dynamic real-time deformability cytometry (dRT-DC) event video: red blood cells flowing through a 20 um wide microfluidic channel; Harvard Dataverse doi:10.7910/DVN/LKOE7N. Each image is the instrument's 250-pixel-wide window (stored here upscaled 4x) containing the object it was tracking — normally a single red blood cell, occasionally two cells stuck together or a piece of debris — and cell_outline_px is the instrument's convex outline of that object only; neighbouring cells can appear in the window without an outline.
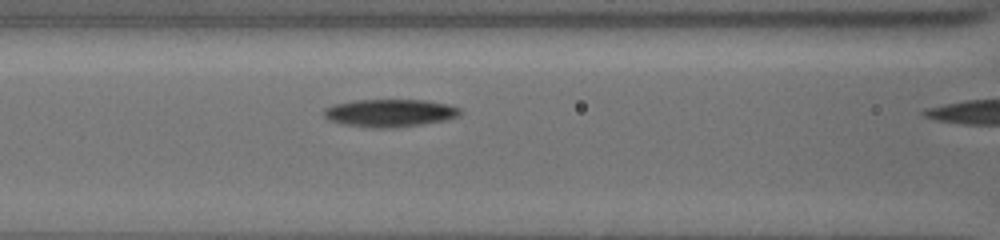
{"species": "common noctule bat (a hibernating species)", "species_latin": "Nyctalus noctula", "temperature_condition": "cold", "stored_images_in_passage": 10, "camera_frame_rate_fps": 3000, "um_per_image_px": 0.085, "animal": {"sex": "female", "body_mass_g": 19.5, "forearm_length_mm": 54.1}, "frame": {"image": 1, "passage_image": 9, "time_ms": 2.667, "image_size_px": [1000, 240], "cell_outline_px": [[460, 116], [444, 120], [420, 124], [380, 128], [376, 128], [348, 124], [332, 120], [324, 116], [324, 108], [332, 104], [352, 100], [424, 100], [448, 104], [460, 108]], "centroid_in_image_um": [33.14, 9.57], "position_along_channel_um": 133.5, "area_um2": 21.56}}